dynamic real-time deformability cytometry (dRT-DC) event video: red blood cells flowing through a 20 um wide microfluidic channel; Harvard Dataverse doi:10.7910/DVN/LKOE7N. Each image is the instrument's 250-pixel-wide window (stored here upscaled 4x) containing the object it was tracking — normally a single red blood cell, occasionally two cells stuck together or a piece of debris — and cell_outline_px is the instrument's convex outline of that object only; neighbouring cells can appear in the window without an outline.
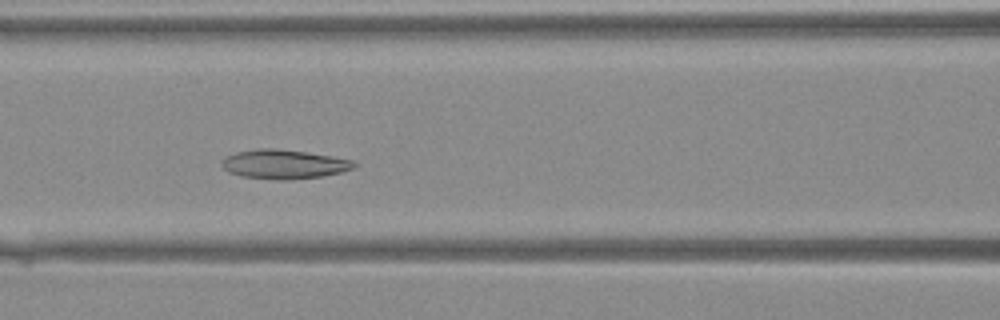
{"species": "Egyptian fruit bat (a non-hibernating species)", "species_latin": "Rousettus aegyptiacus", "temperature_condition": "warm", "stored_images_in_passage": 40, "camera_frame_rate_fps": 3000, "um_per_image_px": 0.085, "animal": {"sex": "female"}, "frame": {"image": 1, "passage_image": 16, "time_ms": 5.0, "image_size_px": [1000, 320], "cell_outline_px": [[356, 164], [352, 168], [340, 172], [324, 176], [288, 180], [280, 180], [240, 176], [228, 172], [220, 164], [228, 156], [236, 152], [260, 148], [276, 148], [332, 156], [352, 160]], "centroid_in_image_um": [24.12, 13.96], "position_along_channel_um": 142.5, "area_um2": 22.31}}
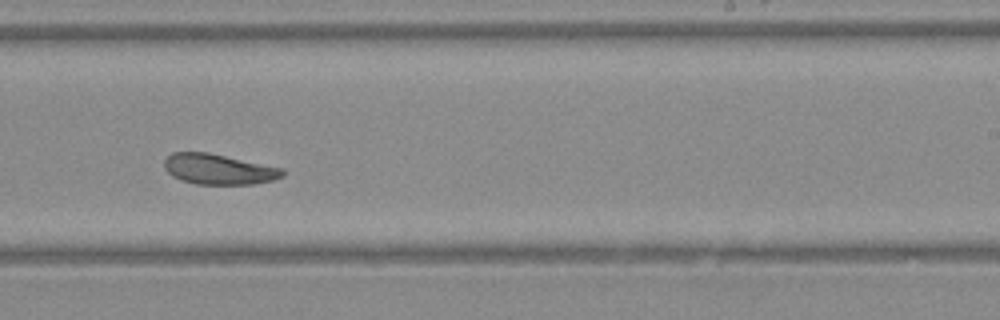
{"frame": {"image": 2, "passage_image": 24, "time_ms": 7.667, "image_size_px": [1000, 320], "cell_outline_px": [[284, 176], [272, 180], [252, 184], [196, 184], [180, 180], [172, 176], [164, 168], [164, 160], [172, 152], [208, 152], [284, 168]], "centroid_in_image_um": [18.58, 14.38], "position_along_channel_um": 270.4, "area_um2": 21.04}}
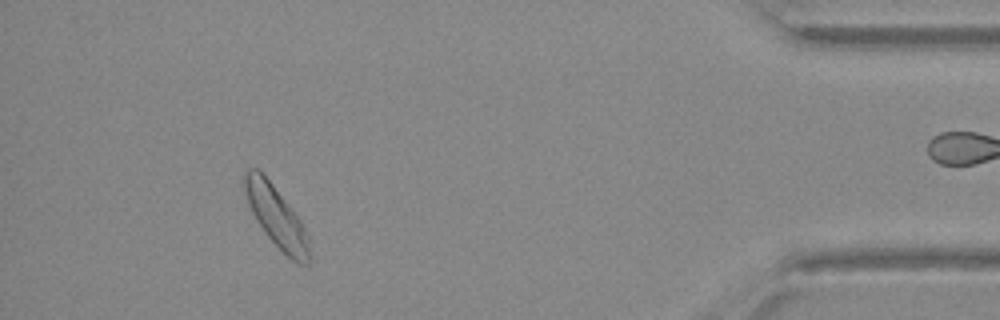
{"frame": {"image": 3, "passage_image": 36, "time_ms": 11.667, "image_size_px": [1000, 320], "cell_outline_px": [[312, 264], [296, 264], [264, 232], [256, 220], [248, 204], [244, 188], [244, 172], [248, 168], [256, 168], [272, 184], [300, 220], [308, 236], [312, 256]], "centroid_in_image_um": [23.52, 18.48], "position_along_channel_um": 411.7, "area_um2": 22.72}}